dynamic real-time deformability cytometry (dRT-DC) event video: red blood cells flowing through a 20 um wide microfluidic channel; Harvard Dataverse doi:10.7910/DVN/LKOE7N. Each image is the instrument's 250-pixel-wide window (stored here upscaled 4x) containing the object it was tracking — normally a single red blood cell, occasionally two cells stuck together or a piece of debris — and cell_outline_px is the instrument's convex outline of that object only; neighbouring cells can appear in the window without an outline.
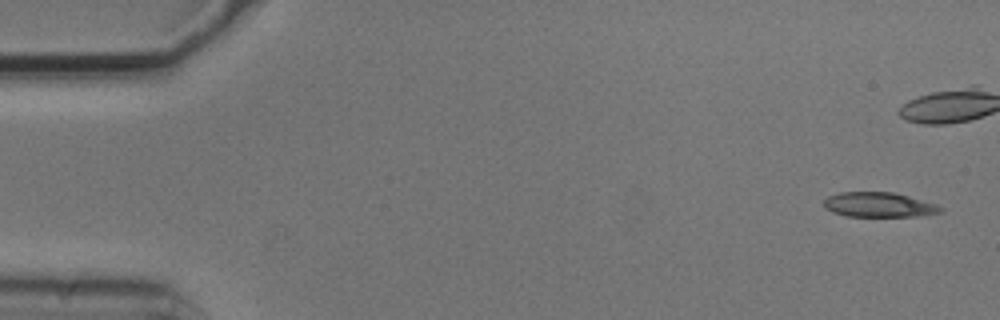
{"species": "common noctule bat (a hibernating species)", "species_latin": "Nyctalus noctula", "temperature_condition": "cold", "stored_images_in_passage": 2, "camera_frame_rate_fps": 3000, "um_per_image_px": 0.085, "animal": {"sex": "male", "body_mass_g": 20.5, "forearm_length_mm": 52.5}, "frame": {"image": 1, "passage_image": 2, "time_ms": 0.333, "image_size_px": [1000, 320], "cell_outline_px": [[944, 212], [924, 216], [844, 216], [832, 212], [824, 208], [824, 200], [828, 196], [840, 192], [892, 192], [908, 196], [936, 204], [944, 208]], "centroid_in_image_um": [74.72, 17.41], "position_along_channel_um": 10.3, "area_um2": 16.99}}